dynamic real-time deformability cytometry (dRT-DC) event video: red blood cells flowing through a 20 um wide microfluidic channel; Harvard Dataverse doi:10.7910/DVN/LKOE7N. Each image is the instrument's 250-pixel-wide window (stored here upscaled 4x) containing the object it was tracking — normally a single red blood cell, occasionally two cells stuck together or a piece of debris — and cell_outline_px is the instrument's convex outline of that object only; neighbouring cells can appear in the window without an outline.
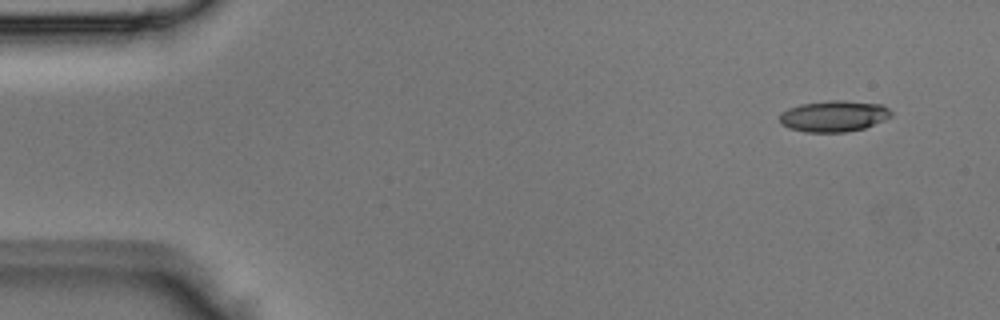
{"species": "Egyptian fruit bat (a non-hibernating species)", "species_latin": "Rousettus aegyptiacus", "temperature_condition": "room temperature", "stored_images_in_passage": 4, "camera_frame_rate_fps": 3000, "um_per_image_px": 0.085, "animal": {"sex": "male"}, "frame": {"image": 1, "passage_image": 1, "time_ms": 0.0, "image_size_px": [1000, 320], "cell_outline_px": [[892, 116], [884, 120], [864, 128], [844, 132], [804, 132], [788, 128], [780, 124], [780, 112], [788, 108], [800, 104], [832, 100], [844, 100], [884, 104], [892, 112]], "centroid_in_image_um": [70.87, 9.86], "position_along_channel_um": 14.1, "area_um2": 20.46}}
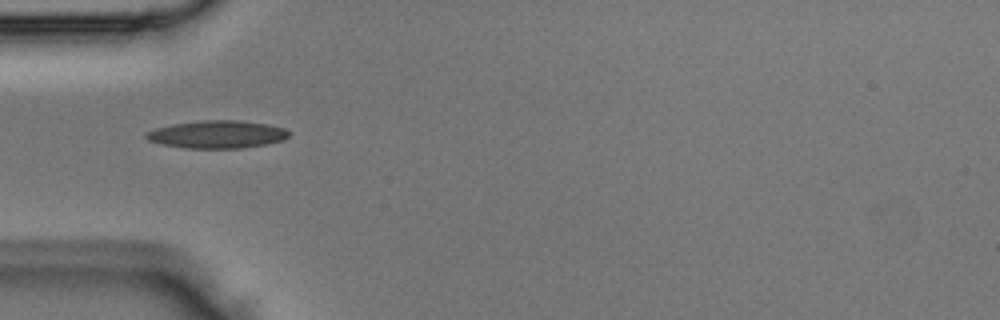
{"frame": {"image": 2, "passage_image": 4, "time_ms": 1.0, "image_size_px": [1000, 320], "cell_outline_px": [[288, 136], [284, 140], [264, 144], [240, 148], [188, 148], [164, 144], [148, 140], [144, 136], [148, 132], [156, 128], [172, 124], [204, 120], [236, 120], [264, 124], [284, 128], [288, 132]], "centroid_in_image_um": [18.45, 11.42], "position_along_channel_um": 66.6, "area_um2": 22.6}}